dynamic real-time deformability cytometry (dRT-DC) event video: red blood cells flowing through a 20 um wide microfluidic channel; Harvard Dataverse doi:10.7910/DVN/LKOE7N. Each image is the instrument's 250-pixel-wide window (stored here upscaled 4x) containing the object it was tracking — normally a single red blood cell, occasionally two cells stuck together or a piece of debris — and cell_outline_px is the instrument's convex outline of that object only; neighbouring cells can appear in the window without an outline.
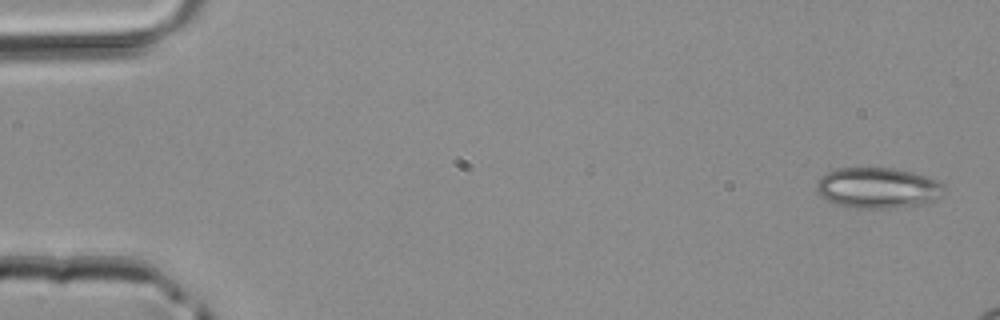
{"species": "common noctule bat (a hibernating species)", "species_latin": "Nyctalus noctula", "temperature_condition": "room temperature", "stored_images_in_passage": 5, "camera_frame_rate_fps": 3000, "um_per_image_px": 0.085, "animal": {"sex": "male", "body_mass_g": 20.4}, "frame": {"image": 1, "passage_image": 1, "time_ms": 0.0, "image_size_px": [1000, 320], "cell_outline_px": [[944, 196], [936, 200], [924, 204], [892, 208], [852, 208], [836, 204], [820, 196], [816, 188], [816, 184], [820, 176], [824, 172], [836, 168], [896, 168], [912, 172], [936, 180], [944, 184]], "centroid_in_image_um": [74.61, 15.97], "position_along_channel_um": 10.4, "area_um2": 30.69}}
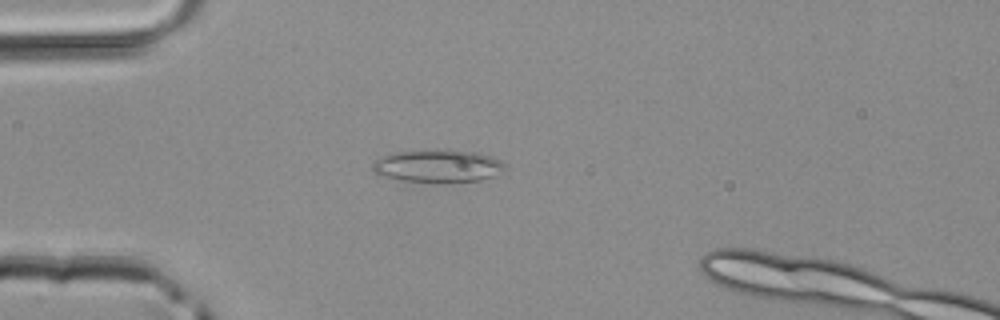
{"frame": {"image": 2, "passage_image": 4, "time_ms": 1.0, "image_size_px": [1000, 320], "cell_outline_px": [[508, 172], [480, 180], [436, 184], [400, 180], [380, 176], [372, 172], [372, 160], [396, 152], [480, 152], [492, 156], [508, 164]], "centroid_in_image_um": [37.28, 14.18], "position_along_channel_um": 47.7, "area_um2": 25.43}}